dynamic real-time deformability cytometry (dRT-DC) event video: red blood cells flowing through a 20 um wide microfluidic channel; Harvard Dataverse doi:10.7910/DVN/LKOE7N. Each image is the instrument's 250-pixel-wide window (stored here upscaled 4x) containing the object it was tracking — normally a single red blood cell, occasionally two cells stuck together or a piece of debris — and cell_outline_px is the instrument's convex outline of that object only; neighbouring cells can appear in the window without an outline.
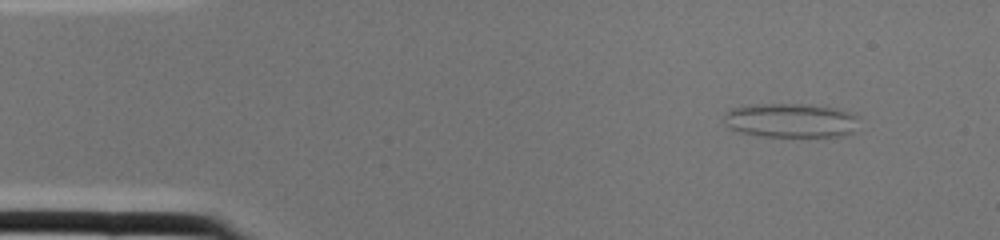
{"species": "common noctule bat (a hibernating species)", "species_latin": "Nyctalus noctula", "temperature_condition": "cold", "stored_images_in_passage": 1, "camera_frame_rate_fps": 3000, "um_per_image_px": 0.085, "animal": {"sex": "female", "body_mass_g": 22.0, "forearm_length_mm": 56.7}, "frame": {"image": 1, "passage_image": 1, "time_ms": 0.0, "image_size_px": [1000, 240], "cell_outline_px": [[860, 116], [852, 132], [840, 136], [760, 136], [740, 132], [728, 128], [724, 124], [724, 112], [732, 108], [752, 104], [800, 104], [836, 108]], "centroid_in_image_um": [67.16, 10.23], "position_along_channel_um": 17.8, "area_um2": 26.93}}